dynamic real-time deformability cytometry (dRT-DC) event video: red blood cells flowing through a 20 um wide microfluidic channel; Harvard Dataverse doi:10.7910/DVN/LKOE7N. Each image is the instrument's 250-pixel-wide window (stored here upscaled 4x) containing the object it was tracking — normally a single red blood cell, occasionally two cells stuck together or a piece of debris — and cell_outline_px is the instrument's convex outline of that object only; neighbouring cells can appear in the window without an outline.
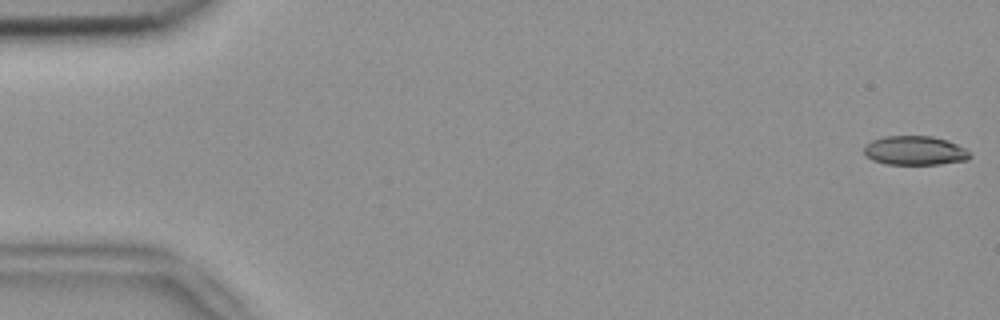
{"species": "common noctule bat (a hibernating species)", "species_latin": "Nyctalus noctula", "temperature_condition": "room temperature", "stored_images_in_passage": 14, "camera_frame_rate_fps": 3000, "um_per_image_px": 0.085, "animal": {"sex": "female", "body_mass_g": 18.4}, "frame": {"image": 1, "passage_image": 1, "time_ms": 0.0, "image_size_px": [1000, 320], "cell_outline_px": [[972, 156], [968, 160], [940, 164], [888, 164], [872, 160], [864, 152], [864, 144], [872, 140], [884, 136], [932, 136], [948, 140], [968, 148]], "centroid_in_image_um": [77.82, 12.79], "position_along_channel_um": 7.2, "area_um2": 18.21}}